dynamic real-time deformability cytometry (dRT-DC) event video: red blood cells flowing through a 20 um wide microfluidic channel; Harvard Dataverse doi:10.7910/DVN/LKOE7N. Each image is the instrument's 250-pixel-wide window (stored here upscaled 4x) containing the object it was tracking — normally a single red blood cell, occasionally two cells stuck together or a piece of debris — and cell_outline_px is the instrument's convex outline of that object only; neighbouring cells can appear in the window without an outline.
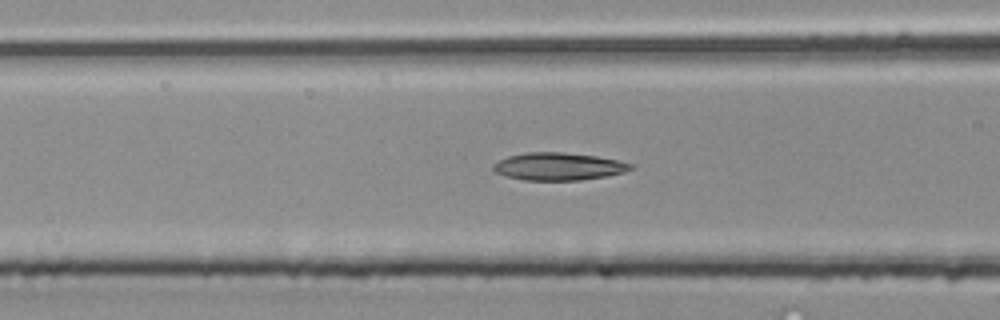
{"species": "common noctule bat (a hibernating species)", "species_latin": "Nyctalus noctula", "temperature_condition": "room temperature", "stored_images_in_passage": 39, "camera_frame_rate_fps": 3000, "um_per_image_px": 0.085, "animal": {"sex": "male", "body_mass_g": 20.4}, "frame": {"image": 1, "passage_image": 8, "time_ms": 2.333, "image_size_px": [1000, 320], "cell_outline_px": [[632, 168], [624, 172], [608, 176], [580, 180], [524, 180], [504, 176], [496, 172], [492, 168], [492, 164], [508, 156], [528, 152], [564, 152], [596, 156], [616, 160], [632, 164]], "centroid_in_image_um": [47.44, 14.15], "position_along_channel_um": 119.2, "area_um2": 22.02}}
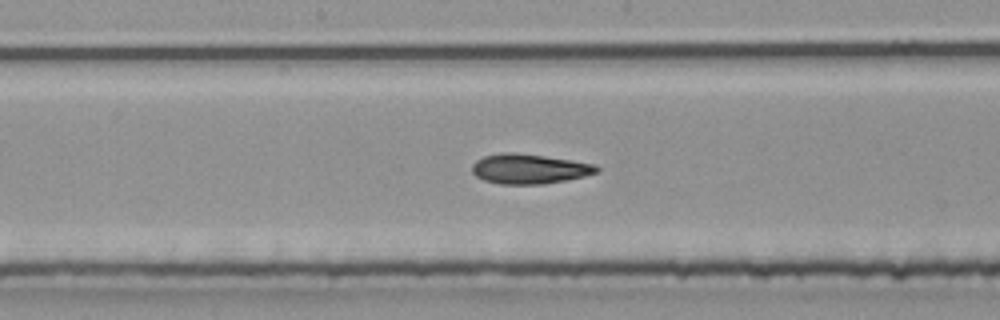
{"frame": {"image": 2, "passage_image": 14, "time_ms": 4.333, "image_size_px": [1000, 320], "cell_outline_px": [[600, 168], [596, 172], [584, 176], [544, 184], [500, 184], [484, 180], [476, 176], [472, 172], [472, 164], [476, 160], [484, 156], [500, 152], [516, 152], [572, 160], [596, 164]], "centroid_in_image_um": [44.96, 14.34], "position_along_channel_um": 203.2, "area_um2": 21.68}}
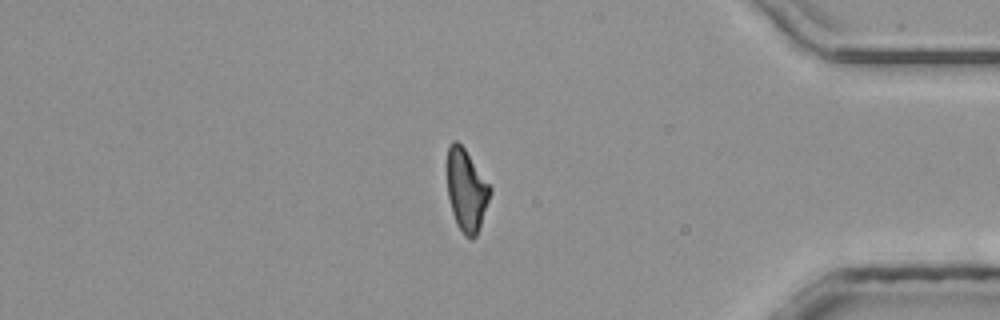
{"frame": {"image": 3, "passage_image": 30, "time_ms": 9.667, "image_size_px": [1000, 320], "cell_outline_px": [[492, 192], [476, 236], [472, 240], [468, 240], [464, 236], [456, 224], [452, 212], [448, 196], [448, 148], [452, 140], [456, 140], [464, 148], [492, 188]], "centroid_in_image_um": [39.65, 16.22], "position_along_channel_um": 395.5, "area_um2": 20.4}}